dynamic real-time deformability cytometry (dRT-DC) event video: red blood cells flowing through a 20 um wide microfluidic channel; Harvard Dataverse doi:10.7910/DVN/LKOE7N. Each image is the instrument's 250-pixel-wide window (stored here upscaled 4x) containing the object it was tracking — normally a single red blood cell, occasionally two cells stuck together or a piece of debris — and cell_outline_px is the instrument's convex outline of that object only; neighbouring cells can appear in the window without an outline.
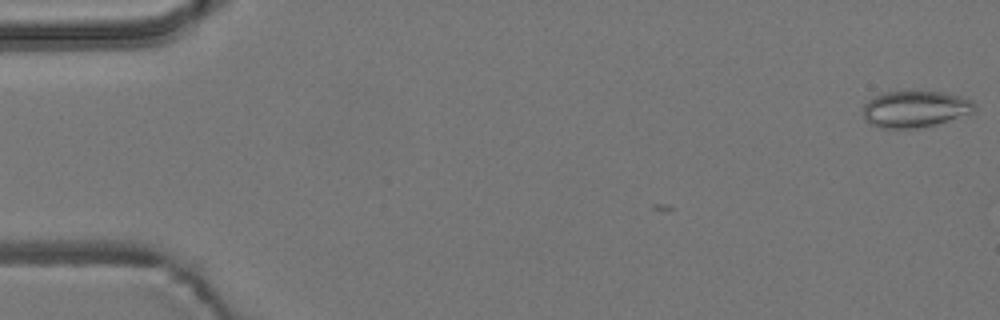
{"species": "common noctule bat (a hibernating species)", "species_latin": "Nyctalus noctula", "temperature_condition": "room temperature", "stored_images_in_passage": 3, "camera_frame_rate_fps": 3000, "um_per_image_px": 0.085, "animal": {"sex": "male", "body_mass_g": 19.2, "forearm_length_mm": 51.8}, "frame": {"image": 1, "passage_image": 3, "time_ms": 0.667, "image_size_px": [1000, 320], "cell_outline_px": [[976, 112], [936, 124], [916, 128], [880, 128], [864, 120], [864, 104], [868, 100], [884, 92], [944, 92], [960, 96], [972, 100], [976, 104]], "centroid_in_image_um": [77.82, 9.27], "position_along_channel_um": 7.2, "area_um2": 23.7}}